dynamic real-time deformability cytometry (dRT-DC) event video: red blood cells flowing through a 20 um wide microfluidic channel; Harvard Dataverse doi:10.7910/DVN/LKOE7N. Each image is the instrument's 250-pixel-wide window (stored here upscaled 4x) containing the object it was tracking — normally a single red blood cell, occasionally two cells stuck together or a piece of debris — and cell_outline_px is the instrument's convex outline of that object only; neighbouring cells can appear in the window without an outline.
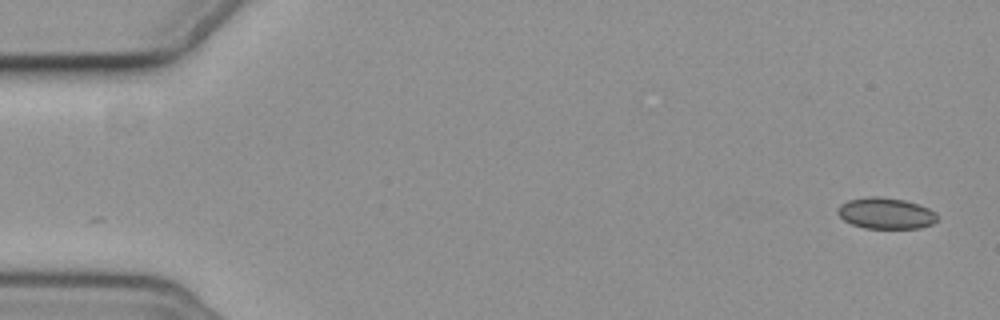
{"species": "common noctule bat (a hibernating species)", "species_latin": "Nyctalus noctula", "temperature_condition": "cold", "stored_images_in_passage": 8, "camera_frame_rate_fps": 3000, "um_per_image_px": 0.085, "animal": {"sex": "female", "body_mass_g": 19.3, "forearm_length_mm": 54.1}, "frame": {"image": 1, "passage_image": 1, "time_ms": 0.0, "image_size_px": [1000, 320], "cell_outline_px": [[936, 220], [932, 224], [920, 228], [864, 228], [852, 224], [844, 220], [836, 212], [836, 208], [840, 204], [848, 200], [868, 196], [880, 196], [904, 200], [920, 204], [936, 212]], "centroid_in_image_um": [75.27, 18.12], "position_along_channel_um": 9.7, "area_um2": 18.21}}
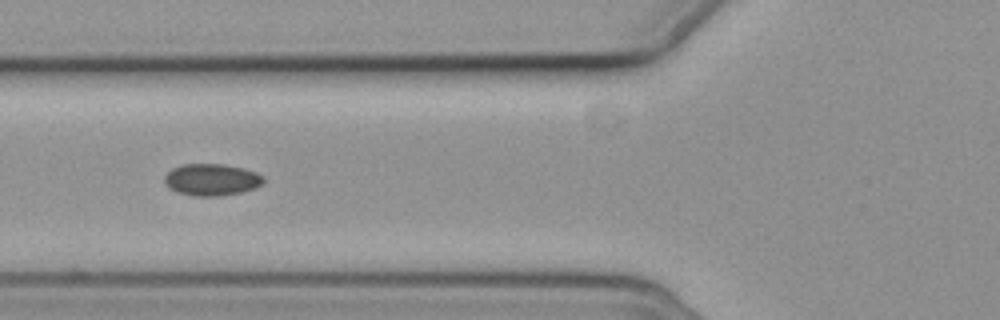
{"frame": {"image": 2, "passage_image": 6, "time_ms": 6.667, "image_size_px": [1000, 320], "cell_outline_px": [[264, 180], [256, 188], [240, 192], [220, 196], [192, 196], [168, 188], [164, 184], [164, 176], [172, 168], [184, 164], [224, 164], [244, 168], [256, 172], [264, 176]], "centroid_in_image_um": [17.98, 15.27], "position_along_channel_um": 107.8, "area_um2": 18.44}}
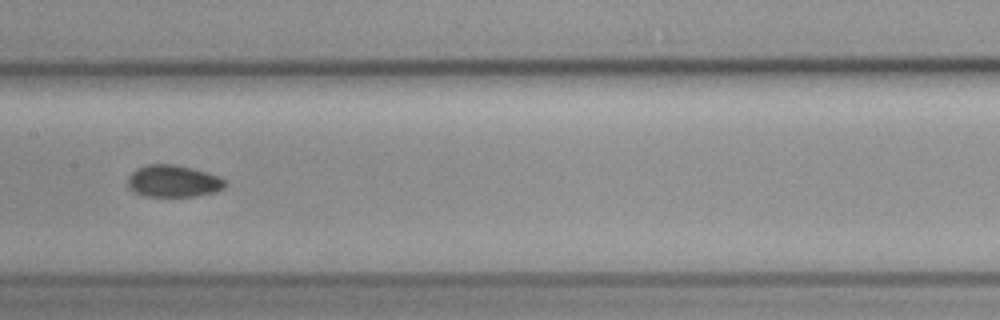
{"frame": {"image": 3, "passage_image": 8, "time_ms": 9.0, "image_size_px": [1000, 320], "cell_outline_px": [[228, 184], [224, 188], [216, 192], [196, 196], [144, 196], [132, 192], [128, 188], [128, 176], [136, 168], [148, 164], [172, 164], [192, 168], [208, 172], [220, 176]], "centroid_in_image_um": [14.73, 15.4], "position_along_channel_um": 192.7, "area_um2": 18.44}}